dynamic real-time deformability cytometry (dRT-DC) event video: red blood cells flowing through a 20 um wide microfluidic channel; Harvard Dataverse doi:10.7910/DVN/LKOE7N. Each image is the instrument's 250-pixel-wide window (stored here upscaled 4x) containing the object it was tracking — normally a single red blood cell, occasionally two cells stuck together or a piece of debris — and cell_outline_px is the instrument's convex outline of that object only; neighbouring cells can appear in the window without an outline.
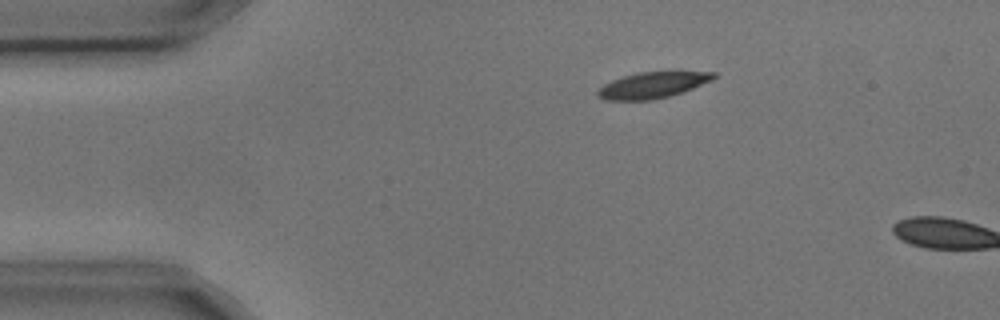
{"species": "common noctule bat (a hibernating species)", "species_latin": "Nyctalus noctula", "temperature_condition": "cold", "stored_images_in_passage": 2, "camera_frame_rate_fps": 3000, "um_per_image_px": 0.085, "animal": {"sex": "male", "body_mass_g": 17.9, "forearm_length_mm": 54.2}, "frame": {"image": 1, "passage_image": 1, "time_ms": 0.0, "image_size_px": [1000, 320], "cell_outline_px": [[716, 76], [712, 80], [684, 92], [652, 100], [608, 100], [596, 96], [596, 92], [604, 84], [612, 80], [636, 72], [716, 72]], "centroid_in_image_um": [55.45, 7.24], "position_along_channel_um": 29.5, "area_um2": 17.51}}